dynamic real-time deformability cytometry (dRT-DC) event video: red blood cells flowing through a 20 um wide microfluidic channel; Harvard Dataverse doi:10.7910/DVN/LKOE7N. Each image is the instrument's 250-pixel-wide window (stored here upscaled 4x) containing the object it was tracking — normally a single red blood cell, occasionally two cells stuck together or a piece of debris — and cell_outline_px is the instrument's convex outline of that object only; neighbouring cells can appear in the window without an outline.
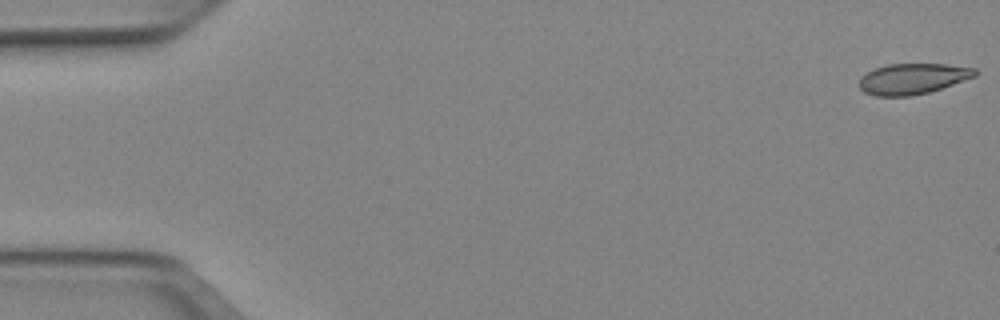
{"species": "Egyptian fruit bat (a non-hibernating species)", "species_latin": "Rousettus aegyptiacus", "temperature_condition": "cold", "stored_images_in_passage": 51, "camera_frame_rate_fps": 3000, "um_per_image_px": 0.085, "animal": {"sex": "female"}, "frame": {"image": 1, "passage_image": 1, "time_ms": 0.0, "image_size_px": [1000, 320], "cell_outline_px": [[980, 72], [976, 76], [928, 92], [912, 96], [876, 96], [864, 92], [856, 84], [860, 76], [876, 68], [888, 64], [948, 64], [976, 68]], "centroid_in_image_um": [77.56, 6.69], "position_along_channel_um": 7.4, "area_um2": 20.87}}
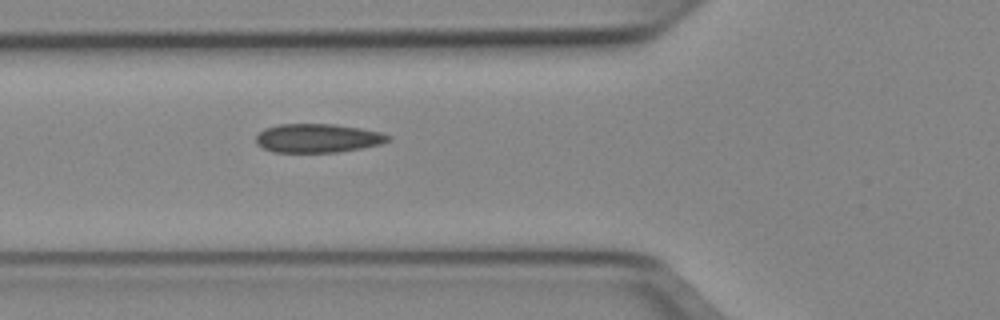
{"frame": {"image": 2, "passage_image": 19, "time_ms": 6.0, "image_size_px": [1000, 320], "cell_outline_px": [[392, 140], [380, 144], [364, 148], [336, 152], [272, 152], [256, 144], [256, 136], [264, 128], [280, 124], [332, 124], [360, 128], [380, 132], [392, 136]], "centroid_in_image_um": [27.03, 11.75], "position_along_channel_um": 98.8, "area_um2": 22.25}}
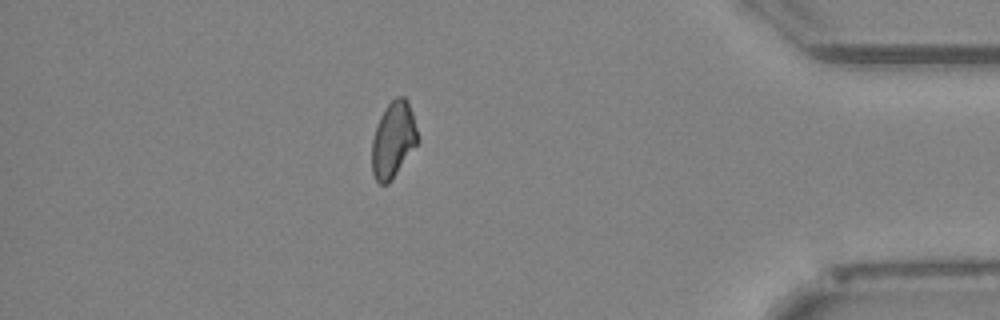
{"frame": {"image": 3, "passage_image": 45, "time_ms": 14.667, "image_size_px": [1000, 320], "cell_outline_px": [[420, 140], [388, 184], [380, 184], [376, 180], [372, 172], [372, 140], [380, 116], [384, 108], [396, 96], [404, 96], [408, 100], [412, 112]], "centroid_in_image_um": [33.44, 11.85], "position_along_channel_um": 401.8, "area_um2": 20.23}, "authors_computed_cell_mechanics": {"area_um2": 21.2704, "velocity_mm_per_s": 3.9426, "shape_relaxation_time_tau1_ms": null, "shape_relaxation_time_tau2_ms": 3.9872, "deformation_change_tau1": null, "deformation_change_tau2": 0.0726}}